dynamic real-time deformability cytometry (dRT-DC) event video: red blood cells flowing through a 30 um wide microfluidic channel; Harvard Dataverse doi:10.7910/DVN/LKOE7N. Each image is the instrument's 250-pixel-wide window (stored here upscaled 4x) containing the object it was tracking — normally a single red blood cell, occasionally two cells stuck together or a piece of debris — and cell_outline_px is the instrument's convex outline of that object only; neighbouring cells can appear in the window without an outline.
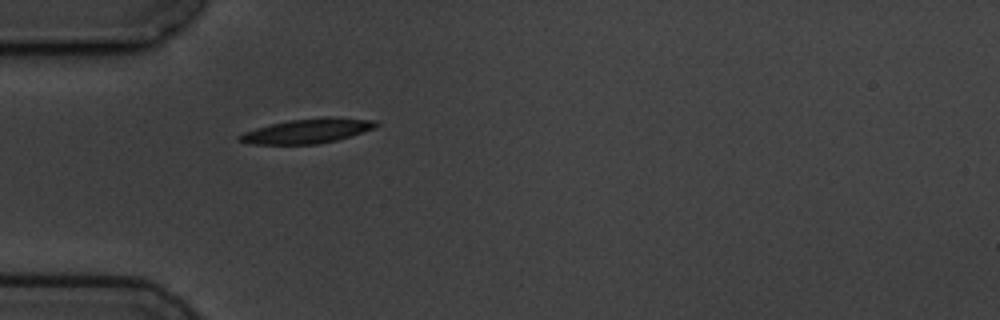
{"species": "common noctule bat (a hibernating species)", "species_latin": "Nyctalus noctula", "temperature_condition": "cold", "stored_images_in_passage": 1, "camera_frame_rate_fps": 3000, "um_per_image_px": 0.085, "animal": {"sex": "male", "body_mass_g": 19.5, "forearm_length_mm": 54.6}, "frame": {"image": 1, "passage_image": 1, "time_ms": 0.0, "image_size_px": [1000, 320], "cell_outline_px": [[380, 124], [376, 128], [336, 140], [316, 144], [248, 144], [240, 140], [236, 136], [244, 132], [256, 128], [288, 120], [324, 116], [332, 116], [376, 120]], "centroid_in_image_um": [26.17, 11.11], "position_along_channel_um": 58.8, "area_um2": 19.71}}